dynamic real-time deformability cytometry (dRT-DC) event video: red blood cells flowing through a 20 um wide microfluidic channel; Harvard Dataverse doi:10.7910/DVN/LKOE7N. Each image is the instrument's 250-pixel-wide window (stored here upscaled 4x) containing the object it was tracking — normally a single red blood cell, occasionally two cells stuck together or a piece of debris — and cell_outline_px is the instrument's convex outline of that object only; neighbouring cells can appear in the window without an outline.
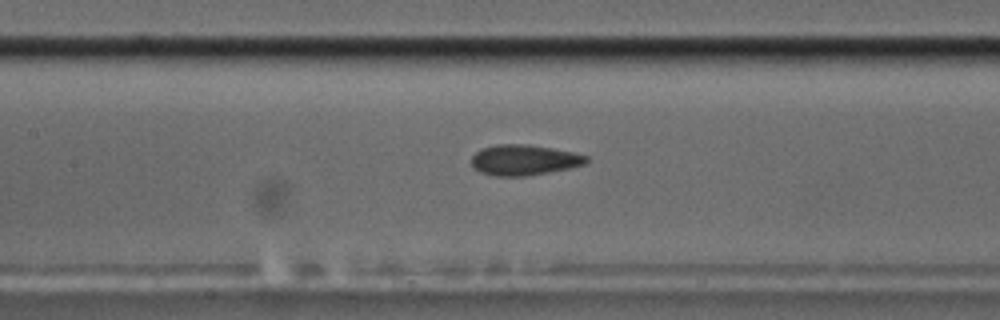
{"species": "common noctule bat (a hibernating species)", "species_latin": "Nyctalus noctula", "temperature_condition": "cold", "stored_images_in_passage": 40, "camera_frame_rate_fps": 3000, "um_per_image_px": 0.085, "animal": {"sex": "male", "body_mass_g": 17.5, "forearm_length_mm": 52.3}, "frame": {"image": 1, "passage_image": 9, "time_ms": 2.667, "image_size_px": [1000, 320], "cell_outline_px": [[588, 160], [584, 164], [568, 168], [548, 172], [524, 176], [496, 176], [480, 172], [472, 168], [472, 156], [480, 148], [496, 144], [528, 144], [552, 148], [572, 152], [588, 156]], "centroid_in_image_um": [44.5, 13.59], "position_along_channel_um": 162.9, "area_um2": 20.4}}
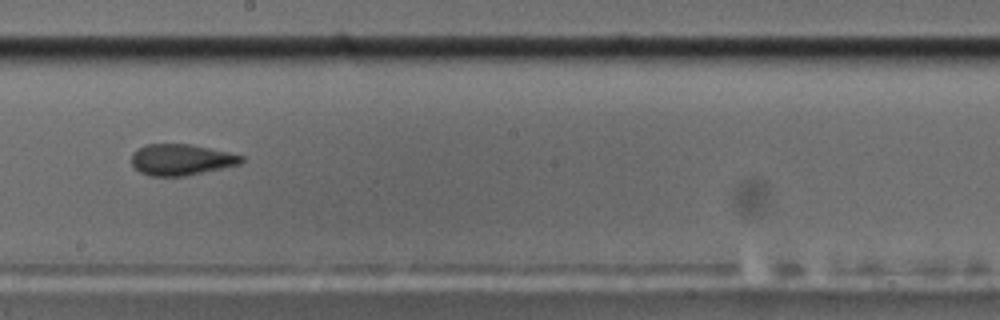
{"frame": {"image": 2, "passage_image": 15, "time_ms": 4.667, "image_size_px": [1000, 320], "cell_outline_px": [[244, 160], [240, 164], [184, 176], [152, 176], [140, 172], [132, 164], [132, 152], [144, 144], [188, 144], [228, 152], [244, 156]], "centroid_in_image_um": [15.38, 13.57], "position_along_channel_um": 232.8, "area_um2": 19.77}}
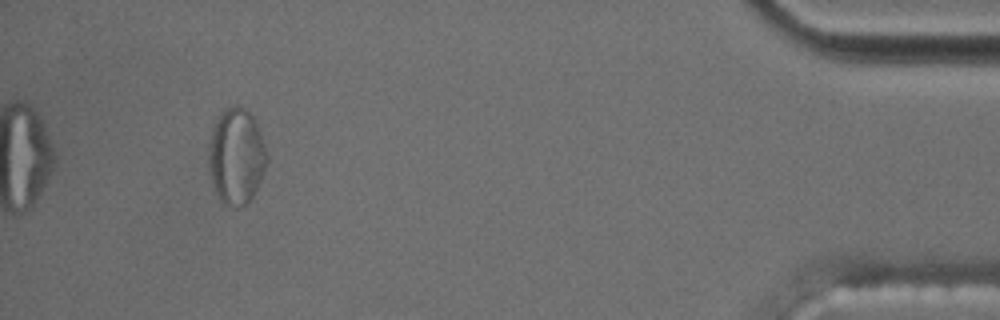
{"frame": {"image": 3, "passage_image": 36, "time_ms": 11.667, "image_size_px": [1000, 320], "cell_outline_px": [[268, 160], [256, 188], [252, 196], [244, 204], [236, 208], [224, 204], [220, 200], [212, 184], [208, 164], [208, 144], [212, 128], [220, 112], [224, 108], [244, 108], [252, 116], [256, 124], [268, 156]], "centroid_in_image_um": [20.04, 13.3], "position_along_channel_um": 415.2, "area_um2": 32.19}, "authors_computed_cell_mechanics": {"area_um2": 20.5479, "velocity_mm_per_s": 3.5197, "shape_relaxation_time_tau1_ms": 8.993, "shape_relaxation_time_tau2_ms": 3.3499, "deformation_change_tau1": 0.1401, "deformation_change_tau2": 0.0933}}